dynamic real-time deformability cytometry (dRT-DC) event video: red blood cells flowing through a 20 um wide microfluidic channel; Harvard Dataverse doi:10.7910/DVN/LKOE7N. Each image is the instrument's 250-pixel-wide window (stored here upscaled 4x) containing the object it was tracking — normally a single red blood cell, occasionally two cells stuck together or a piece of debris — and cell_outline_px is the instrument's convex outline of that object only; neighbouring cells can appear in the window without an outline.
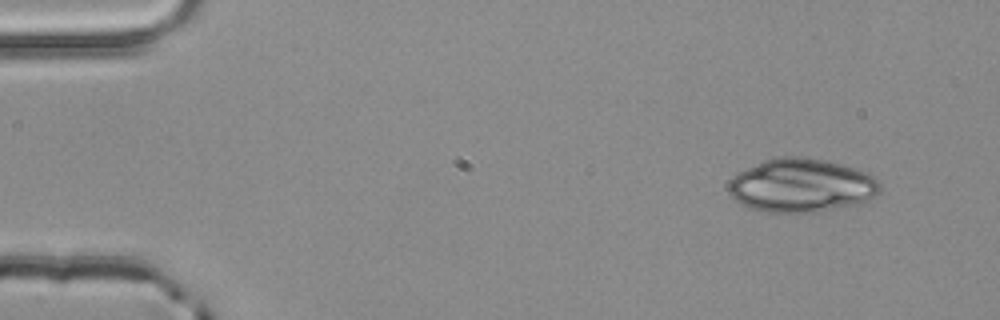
{"species": "common noctule bat (a hibernating species)", "species_latin": "Nyctalus noctula", "temperature_condition": "room temperature", "stored_images_in_passage": 3, "camera_frame_rate_fps": 3000, "um_per_image_px": 0.085, "animal": {"sex": "male", "body_mass_g": 20.4}, "frame": {"image": 1, "passage_image": 1, "time_ms": 0.0, "image_size_px": [1000, 320], "cell_outline_px": [[880, 192], [868, 200], [860, 204], [816, 212], [768, 212], [748, 208], [736, 200], [728, 192], [728, 180], [736, 172], [764, 160], [780, 156], [800, 156], [824, 160], [840, 164], [864, 172], [880, 180]], "centroid_in_image_um": [68.09, 15.76], "position_along_channel_um": 16.9, "area_um2": 47.51}}